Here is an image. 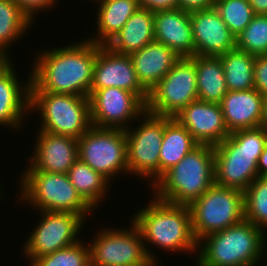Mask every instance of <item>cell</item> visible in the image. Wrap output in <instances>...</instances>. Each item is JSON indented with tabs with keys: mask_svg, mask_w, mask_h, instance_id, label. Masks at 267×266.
<instances>
[{
	"mask_svg": "<svg viewBox=\"0 0 267 266\" xmlns=\"http://www.w3.org/2000/svg\"><path fill=\"white\" fill-rule=\"evenodd\" d=\"M141 85L149 92L180 58L172 49L153 41L130 54Z\"/></svg>",
	"mask_w": 267,
	"mask_h": 266,
	"instance_id": "obj_22",
	"label": "cell"
},
{
	"mask_svg": "<svg viewBox=\"0 0 267 266\" xmlns=\"http://www.w3.org/2000/svg\"><path fill=\"white\" fill-rule=\"evenodd\" d=\"M37 213L40 215L37 224L28 237H25L24 246L21 248L29 264L40 256L80 241L79 235L86 225L85 220L76 213L36 211Z\"/></svg>",
	"mask_w": 267,
	"mask_h": 266,
	"instance_id": "obj_13",
	"label": "cell"
},
{
	"mask_svg": "<svg viewBox=\"0 0 267 266\" xmlns=\"http://www.w3.org/2000/svg\"><path fill=\"white\" fill-rule=\"evenodd\" d=\"M28 165L35 171L67 174L78 159V139L38 129Z\"/></svg>",
	"mask_w": 267,
	"mask_h": 266,
	"instance_id": "obj_18",
	"label": "cell"
},
{
	"mask_svg": "<svg viewBox=\"0 0 267 266\" xmlns=\"http://www.w3.org/2000/svg\"><path fill=\"white\" fill-rule=\"evenodd\" d=\"M89 101L91 124L100 128L126 130L146 111L136 94L117 87L90 89Z\"/></svg>",
	"mask_w": 267,
	"mask_h": 266,
	"instance_id": "obj_14",
	"label": "cell"
},
{
	"mask_svg": "<svg viewBox=\"0 0 267 266\" xmlns=\"http://www.w3.org/2000/svg\"><path fill=\"white\" fill-rule=\"evenodd\" d=\"M22 12L34 23L40 12L56 8L57 0H12ZM50 8V9H49Z\"/></svg>",
	"mask_w": 267,
	"mask_h": 266,
	"instance_id": "obj_34",
	"label": "cell"
},
{
	"mask_svg": "<svg viewBox=\"0 0 267 266\" xmlns=\"http://www.w3.org/2000/svg\"><path fill=\"white\" fill-rule=\"evenodd\" d=\"M244 217L267 233V177H257L244 191Z\"/></svg>",
	"mask_w": 267,
	"mask_h": 266,
	"instance_id": "obj_30",
	"label": "cell"
},
{
	"mask_svg": "<svg viewBox=\"0 0 267 266\" xmlns=\"http://www.w3.org/2000/svg\"><path fill=\"white\" fill-rule=\"evenodd\" d=\"M197 145L191 133L172 117L164 126L160 148L159 178L178 164Z\"/></svg>",
	"mask_w": 267,
	"mask_h": 266,
	"instance_id": "obj_26",
	"label": "cell"
},
{
	"mask_svg": "<svg viewBox=\"0 0 267 266\" xmlns=\"http://www.w3.org/2000/svg\"><path fill=\"white\" fill-rule=\"evenodd\" d=\"M266 145L262 126L230 133L213 147L215 184L245 191L258 177L257 164Z\"/></svg>",
	"mask_w": 267,
	"mask_h": 266,
	"instance_id": "obj_4",
	"label": "cell"
},
{
	"mask_svg": "<svg viewBox=\"0 0 267 266\" xmlns=\"http://www.w3.org/2000/svg\"><path fill=\"white\" fill-rule=\"evenodd\" d=\"M174 118L191 133L198 144L214 147L230 135L221 105L217 103L195 100Z\"/></svg>",
	"mask_w": 267,
	"mask_h": 266,
	"instance_id": "obj_17",
	"label": "cell"
},
{
	"mask_svg": "<svg viewBox=\"0 0 267 266\" xmlns=\"http://www.w3.org/2000/svg\"><path fill=\"white\" fill-rule=\"evenodd\" d=\"M219 58L228 91L254 89L255 56L235 48Z\"/></svg>",
	"mask_w": 267,
	"mask_h": 266,
	"instance_id": "obj_29",
	"label": "cell"
},
{
	"mask_svg": "<svg viewBox=\"0 0 267 266\" xmlns=\"http://www.w3.org/2000/svg\"><path fill=\"white\" fill-rule=\"evenodd\" d=\"M34 111L41 117L37 129L51 134L79 139L92 126L89 97L30 92V113Z\"/></svg>",
	"mask_w": 267,
	"mask_h": 266,
	"instance_id": "obj_7",
	"label": "cell"
},
{
	"mask_svg": "<svg viewBox=\"0 0 267 266\" xmlns=\"http://www.w3.org/2000/svg\"><path fill=\"white\" fill-rule=\"evenodd\" d=\"M0 184H2V183L0 182ZM2 190H3V188L0 185V199H2L3 195H5V194H3L4 192ZM1 201H3V199L0 200V203H1Z\"/></svg>",
	"mask_w": 267,
	"mask_h": 266,
	"instance_id": "obj_42",
	"label": "cell"
},
{
	"mask_svg": "<svg viewBox=\"0 0 267 266\" xmlns=\"http://www.w3.org/2000/svg\"><path fill=\"white\" fill-rule=\"evenodd\" d=\"M97 5L96 34L86 36L99 45H106L139 8L137 0H90Z\"/></svg>",
	"mask_w": 267,
	"mask_h": 266,
	"instance_id": "obj_23",
	"label": "cell"
},
{
	"mask_svg": "<svg viewBox=\"0 0 267 266\" xmlns=\"http://www.w3.org/2000/svg\"><path fill=\"white\" fill-rule=\"evenodd\" d=\"M214 8L237 37L255 16L248 0H214Z\"/></svg>",
	"mask_w": 267,
	"mask_h": 266,
	"instance_id": "obj_31",
	"label": "cell"
},
{
	"mask_svg": "<svg viewBox=\"0 0 267 266\" xmlns=\"http://www.w3.org/2000/svg\"><path fill=\"white\" fill-rule=\"evenodd\" d=\"M153 41L154 13L138 8L106 46L113 52L130 55Z\"/></svg>",
	"mask_w": 267,
	"mask_h": 266,
	"instance_id": "obj_24",
	"label": "cell"
},
{
	"mask_svg": "<svg viewBox=\"0 0 267 266\" xmlns=\"http://www.w3.org/2000/svg\"><path fill=\"white\" fill-rule=\"evenodd\" d=\"M195 55L219 57L236 48V37L212 7L190 12Z\"/></svg>",
	"mask_w": 267,
	"mask_h": 266,
	"instance_id": "obj_19",
	"label": "cell"
},
{
	"mask_svg": "<svg viewBox=\"0 0 267 266\" xmlns=\"http://www.w3.org/2000/svg\"><path fill=\"white\" fill-rule=\"evenodd\" d=\"M109 87L130 91L147 103L149 92L138 80L130 55L119 54L106 45L96 44V60L90 89Z\"/></svg>",
	"mask_w": 267,
	"mask_h": 266,
	"instance_id": "obj_15",
	"label": "cell"
},
{
	"mask_svg": "<svg viewBox=\"0 0 267 266\" xmlns=\"http://www.w3.org/2000/svg\"><path fill=\"white\" fill-rule=\"evenodd\" d=\"M262 118L260 126L267 130V95L262 97Z\"/></svg>",
	"mask_w": 267,
	"mask_h": 266,
	"instance_id": "obj_40",
	"label": "cell"
},
{
	"mask_svg": "<svg viewBox=\"0 0 267 266\" xmlns=\"http://www.w3.org/2000/svg\"><path fill=\"white\" fill-rule=\"evenodd\" d=\"M19 177L18 202L23 201V205L28 204L34 211L76 213L85 221L94 211L77 192L67 174L35 171L27 165Z\"/></svg>",
	"mask_w": 267,
	"mask_h": 266,
	"instance_id": "obj_6",
	"label": "cell"
},
{
	"mask_svg": "<svg viewBox=\"0 0 267 266\" xmlns=\"http://www.w3.org/2000/svg\"><path fill=\"white\" fill-rule=\"evenodd\" d=\"M50 49V50H49ZM33 54L30 92L89 97L96 60V43L87 38Z\"/></svg>",
	"mask_w": 267,
	"mask_h": 266,
	"instance_id": "obj_1",
	"label": "cell"
},
{
	"mask_svg": "<svg viewBox=\"0 0 267 266\" xmlns=\"http://www.w3.org/2000/svg\"><path fill=\"white\" fill-rule=\"evenodd\" d=\"M263 95L254 89L228 91L220 105L230 133L259 127L262 118Z\"/></svg>",
	"mask_w": 267,
	"mask_h": 266,
	"instance_id": "obj_21",
	"label": "cell"
},
{
	"mask_svg": "<svg viewBox=\"0 0 267 266\" xmlns=\"http://www.w3.org/2000/svg\"><path fill=\"white\" fill-rule=\"evenodd\" d=\"M127 140L123 129L91 126L78 139V158L112 182L128 176ZM116 176V177H115ZM115 178V179H113Z\"/></svg>",
	"mask_w": 267,
	"mask_h": 266,
	"instance_id": "obj_10",
	"label": "cell"
},
{
	"mask_svg": "<svg viewBox=\"0 0 267 266\" xmlns=\"http://www.w3.org/2000/svg\"><path fill=\"white\" fill-rule=\"evenodd\" d=\"M214 170L213 146L198 144L150 188L161 201L189 206L215 183Z\"/></svg>",
	"mask_w": 267,
	"mask_h": 266,
	"instance_id": "obj_5",
	"label": "cell"
},
{
	"mask_svg": "<svg viewBox=\"0 0 267 266\" xmlns=\"http://www.w3.org/2000/svg\"><path fill=\"white\" fill-rule=\"evenodd\" d=\"M159 262H156V261H153V260H149L146 264H142V265H139V266H159V264H157Z\"/></svg>",
	"mask_w": 267,
	"mask_h": 266,
	"instance_id": "obj_41",
	"label": "cell"
},
{
	"mask_svg": "<svg viewBox=\"0 0 267 266\" xmlns=\"http://www.w3.org/2000/svg\"><path fill=\"white\" fill-rule=\"evenodd\" d=\"M265 250L267 251V234L244 219L200 239L195 265L260 266V262L262 264L266 259L264 256H267Z\"/></svg>",
	"mask_w": 267,
	"mask_h": 266,
	"instance_id": "obj_3",
	"label": "cell"
},
{
	"mask_svg": "<svg viewBox=\"0 0 267 266\" xmlns=\"http://www.w3.org/2000/svg\"><path fill=\"white\" fill-rule=\"evenodd\" d=\"M192 230L199 241L208 234L242 222L244 191L213 184L189 205Z\"/></svg>",
	"mask_w": 267,
	"mask_h": 266,
	"instance_id": "obj_9",
	"label": "cell"
},
{
	"mask_svg": "<svg viewBox=\"0 0 267 266\" xmlns=\"http://www.w3.org/2000/svg\"><path fill=\"white\" fill-rule=\"evenodd\" d=\"M257 170L259 177H267V145L259 157Z\"/></svg>",
	"mask_w": 267,
	"mask_h": 266,
	"instance_id": "obj_38",
	"label": "cell"
},
{
	"mask_svg": "<svg viewBox=\"0 0 267 266\" xmlns=\"http://www.w3.org/2000/svg\"><path fill=\"white\" fill-rule=\"evenodd\" d=\"M34 24L12 0H0V59H13L11 46Z\"/></svg>",
	"mask_w": 267,
	"mask_h": 266,
	"instance_id": "obj_28",
	"label": "cell"
},
{
	"mask_svg": "<svg viewBox=\"0 0 267 266\" xmlns=\"http://www.w3.org/2000/svg\"><path fill=\"white\" fill-rule=\"evenodd\" d=\"M254 88L263 96L267 95V55L255 57Z\"/></svg>",
	"mask_w": 267,
	"mask_h": 266,
	"instance_id": "obj_35",
	"label": "cell"
},
{
	"mask_svg": "<svg viewBox=\"0 0 267 266\" xmlns=\"http://www.w3.org/2000/svg\"><path fill=\"white\" fill-rule=\"evenodd\" d=\"M196 66L191 57H180L171 70L149 91L146 111L174 117L198 100Z\"/></svg>",
	"mask_w": 267,
	"mask_h": 266,
	"instance_id": "obj_12",
	"label": "cell"
},
{
	"mask_svg": "<svg viewBox=\"0 0 267 266\" xmlns=\"http://www.w3.org/2000/svg\"><path fill=\"white\" fill-rule=\"evenodd\" d=\"M139 8L153 13L165 10L179 9V0H137Z\"/></svg>",
	"mask_w": 267,
	"mask_h": 266,
	"instance_id": "obj_36",
	"label": "cell"
},
{
	"mask_svg": "<svg viewBox=\"0 0 267 266\" xmlns=\"http://www.w3.org/2000/svg\"><path fill=\"white\" fill-rule=\"evenodd\" d=\"M80 196L96 211L110 191V182L79 158L67 172ZM109 189V190H108Z\"/></svg>",
	"mask_w": 267,
	"mask_h": 266,
	"instance_id": "obj_27",
	"label": "cell"
},
{
	"mask_svg": "<svg viewBox=\"0 0 267 266\" xmlns=\"http://www.w3.org/2000/svg\"><path fill=\"white\" fill-rule=\"evenodd\" d=\"M255 15H267V0H248Z\"/></svg>",
	"mask_w": 267,
	"mask_h": 266,
	"instance_id": "obj_39",
	"label": "cell"
},
{
	"mask_svg": "<svg viewBox=\"0 0 267 266\" xmlns=\"http://www.w3.org/2000/svg\"><path fill=\"white\" fill-rule=\"evenodd\" d=\"M214 7V0H179V9L186 12L206 10Z\"/></svg>",
	"mask_w": 267,
	"mask_h": 266,
	"instance_id": "obj_37",
	"label": "cell"
},
{
	"mask_svg": "<svg viewBox=\"0 0 267 266\" xmlns=\"http://www.w3.org/2000/svg\"><path fill=\"white\" fill-rule=\"evenodd\" d=\"M147 205L141 207L132 217L139 228L149 258L159 262L155 250L173 253L197 254L198 241L192 230L191 213L187 205H175L150 195ZM149 245V246H148Z\"/></svg>",
	"mask_w": 267,
	"mask_h": 266,
	"instance_id": "obj_2",
	"label": "cell"
},
{
	"mask_svg": "<svg viewBox=\"0 0 267 266\" xmlns=\"http://www.w3.org/2000/svg\"><path fill=\"white\" fill-rule=\"evenodd\" d=\"M171 118L145 111L135 121L139 123L138 125H131L125 130L128 175L143 178L151 187L159 179L160 148L164 126Z\"/></svg>",
	"mask_w": 267,
	"mask_h": 266,
	"instance_id": "obj_8",
	"label": "cell"
},
{
	"mask_svg": "<svg viewBox=\"0 0 267 266\" xmlns=\"http://www.w3.org/2000/svg\"><path fill=\"white\" fill-rule=\"evenodd\" d=\"M196 66L198 100L220 104L228 92L224 70L219 57H191Z\"/></svg>",
	"mask_w": 267,
	"mask_h": 266,
	"instance_id": "obj_25",
	"label": "cell"
},
{
	"mask_svg": "<svg viewBox=\"0 0 267 266\" xmlns=\"http://www.w3.org/2000/svg\"><path fill=\"white\" fill-rule=\"evenodd\" d=\"M127 228H102L89 246L90 266H139L150 258L139 228L132 222Z\"/></svg>",
	"mask_w": 267,
	"mask_h": 266,
	"instance_id": "obj_11",
	"label": "cell"
},
{
	"mask_svg": "<svg viewBox=\"0 0 267 266\" xmlns=\"http://www.w3.org/2000/svg\"><path fill=\"white\" fill-rule=\"evenodd\" d=\"M14 65L11 59H0V126L19 133L30 116L31 73L21 82Z\"/></svg>",
	"mask_w": 267,
	"mask_h": 266,
	"instance_id": "obj_16",
	"label": "cell"
},
{
	"mask_svg": "<svg viewBox=\"0 0 267 266\" xmlns=\"http://www.w3.org/2000/svg\"><path fill=\"white\" fill-rule=\"evenodd\" d=\"M28 266H90L88 243L80 240L66 248L38 257Z\"/></svg>",
	"mask_w": 267,
	"mask_h": 266,
	"instance_id": "obj_33",
	"label": "cell"
},
{
	"mask_svg": "<svg viewBox=\"0 0 267 266\" xmlns=\"http://www.w3.org/2000/svg\"><path fill=\"white\" fill-rule=\"evenodd\" d=\"M155 41L172 49L179 57L195 55L190 12L182 9L154 13Z\"/></svg>",
	"mask_w": 267,
	"mask_h": 266,
	"instance_id": "obj_20",
	"label": "cell"
},
{
	"mask_svg": "<svg viewBox=\"0 0 267 266\" xmlns=\"http://www.w3.org/2000/svg\"><path fill=\"white\" fill-rule=\"evenodd\" d=\"M236 48L253 56L267 55V15H255L236 37Z\"/></svg>",
	"mask_w": 267,
	"mask_h": 266,
	"instance_id": "obj_32",
	"label": "cell"
}]
</instances>
